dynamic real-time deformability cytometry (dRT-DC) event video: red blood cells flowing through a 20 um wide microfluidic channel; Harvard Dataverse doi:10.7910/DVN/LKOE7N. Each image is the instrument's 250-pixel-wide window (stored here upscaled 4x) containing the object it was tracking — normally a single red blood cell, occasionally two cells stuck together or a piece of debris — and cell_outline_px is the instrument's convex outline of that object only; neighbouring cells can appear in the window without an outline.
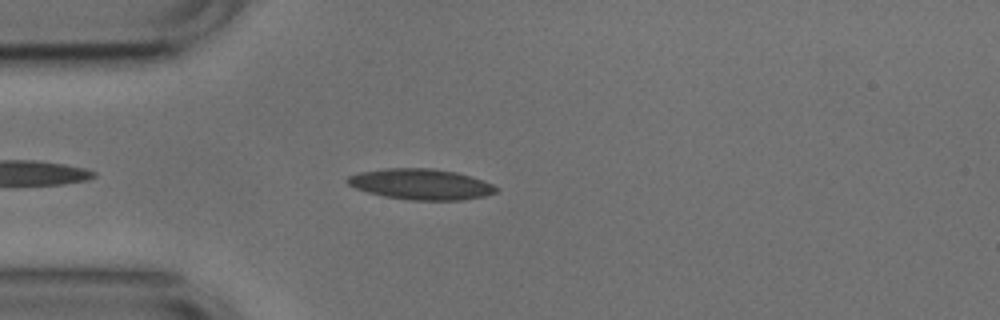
{"species": "common noctule bat (a hibernating species)", "species_latin": "Nyctalus noctula", "temperature_condition": "cold", "stored_images_in_passage": 29, "camera_frame_rate_fps": 3000, "um_per_image_px": 0.085, "animal": {"sex": "male", "body_mass_g": 17.9, "forearm_length_mm": 54.2}, "frame": {"image": 1, "passage_image": 5, "time_ms": 1.333, "image_size_px": [1000, 320], "cell_outline_px": [[500, 188], [496, 192], [484, 196], [460, 200], [412, 200], [384, 196], [368, 192], [356, 188], [348, 184], [344, 180], [348, 176], [360, 172], [384, 168], [432, 168], [456, 172], [492, 184]], "centroid_in_image_um": [35.75, 15.65], "position_along_channel_um": 49.3, "area_um2": 26.47}}
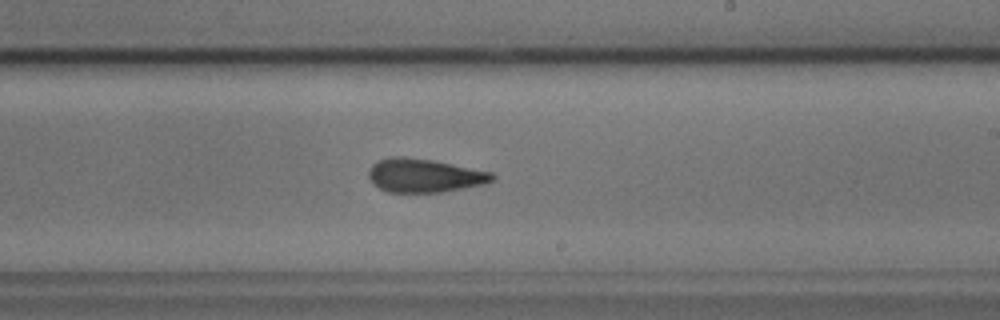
{"frame": {"image": 2, "passage_image": 22, "time_ms": 7.0, "image_size_px": [1000, 320], "cell_outline_px": [[496, 180], [488, 184], [440, 192], [388, 192], [372, 184], [368, 176], [368, 172], [372, 164], [376, 160], [392, 156], [404, 156], [432, 160], [492, 172], [496, 176]], "centroid_in_image_um": [36.08, 14.91], "position_along_channel_um": 252.9, "area_um2": 24.51}}
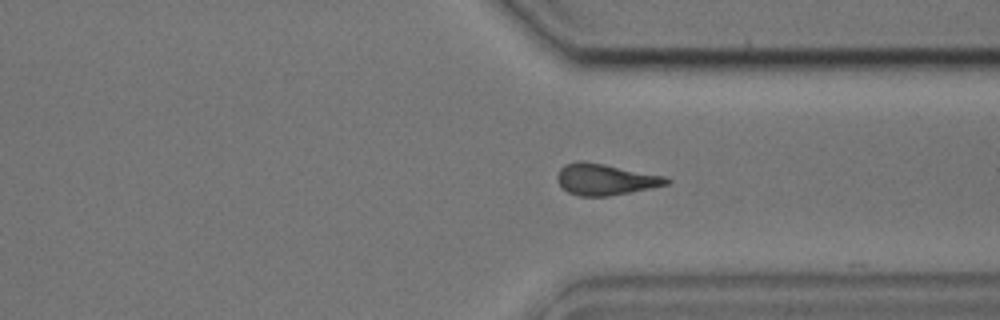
{"frame": {"image": 3, "passage_image": 27, "time_ms": 8.667, "image_size_px": [1000, 320], "cell_outline_px": [[672, 180], [668, 184], [608, 196], [580, 196], [568, 192], [556, 180], [556, 176], [560, 168], [564, 164], [576, 160], [584, 160], [668, 176]], "centroid_in_image_um": [51.44, 15.22], "position_along_channel_um": 360.0, "area_um2": 20.06}}